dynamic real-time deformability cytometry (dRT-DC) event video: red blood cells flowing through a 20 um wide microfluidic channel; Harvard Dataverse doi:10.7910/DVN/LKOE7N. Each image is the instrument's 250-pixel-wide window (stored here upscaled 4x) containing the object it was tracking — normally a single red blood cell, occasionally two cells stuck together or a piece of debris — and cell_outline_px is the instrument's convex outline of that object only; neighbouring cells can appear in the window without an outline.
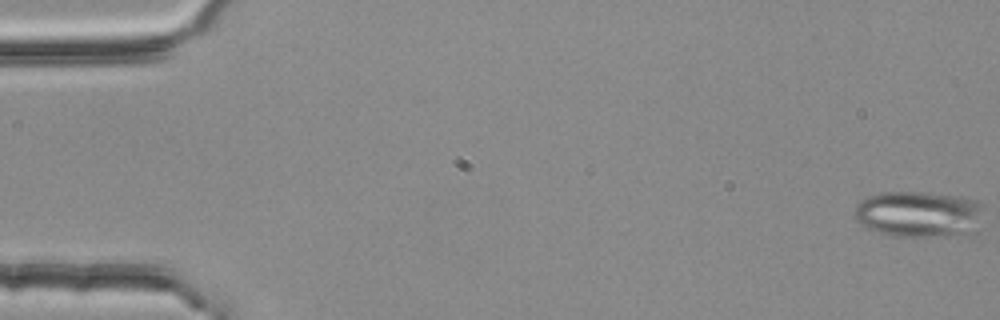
{"species": "common noctule bat (a hibernating species)", "species_latin": "Nyctalus noctula", "temperature_condition": "room temperature", "stored_images_in_passage": 15, "camera_frame_rate_fps": 3000, "um_per_image_px": 0.085, "animal": {"sex": "female", "body_mass_g": 25.1}, "frame": {"image": 1, "passage_image": 1, "time_ms": 0.0, "image_size_px": [1000, 320], "cell_outline_px": [[984, 208], [980, 240], [892, 236], [868, 228], [856, 220], [856, 204], [860, 200], [868, 196], [884, 192], [924, 192], [960, 196], [980, 200], [984, 204]], "centroid_in_image_um": [78.38, 18.29], "position_along_channel_um": 6.6, "area_um2": 37.34}}